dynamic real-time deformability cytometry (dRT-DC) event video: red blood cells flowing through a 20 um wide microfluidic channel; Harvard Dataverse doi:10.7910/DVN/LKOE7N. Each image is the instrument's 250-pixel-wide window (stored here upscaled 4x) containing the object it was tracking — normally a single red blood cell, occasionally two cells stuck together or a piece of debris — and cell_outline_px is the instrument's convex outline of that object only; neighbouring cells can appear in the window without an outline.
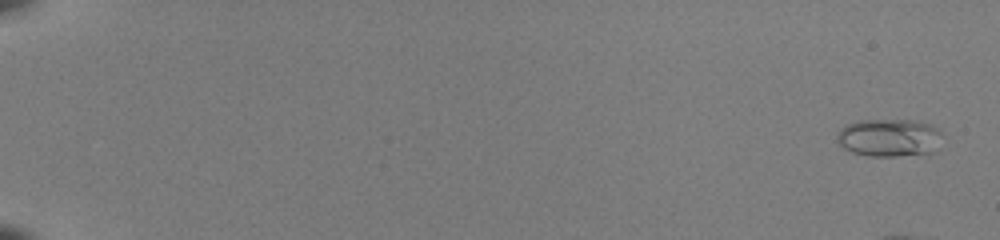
{"species": "common noctule bat (a hibernating species)", "species_latin": "Nyctalus noctula", "temperature_condition": "room temperature", "stored_images_in_passage": 17, "camera_frame_rate_fps": 3000, "um_per_image_px": 0.085, "animal": {"sex": "female", "body_mass_g": 22.0, "forearm_length_mm": 56.7}, "frame": {"image": 1, "passage_image": 3, "time_ms": 0.667, "image_size_px": [1000, 240], "cell_outline_px": [[940, 132], [936, 152], [896, 156], [872, 156], [852, 152], [844, 148], [840, 144], [836, 136], [840, 128], [848, 124], [860, 120], [908, 120], [928, 124], [936, 128]], "centroid_in_image_um": [75.55, 11.71], "position_along_channel_um": 9.5, "area_um2": 22.89}}